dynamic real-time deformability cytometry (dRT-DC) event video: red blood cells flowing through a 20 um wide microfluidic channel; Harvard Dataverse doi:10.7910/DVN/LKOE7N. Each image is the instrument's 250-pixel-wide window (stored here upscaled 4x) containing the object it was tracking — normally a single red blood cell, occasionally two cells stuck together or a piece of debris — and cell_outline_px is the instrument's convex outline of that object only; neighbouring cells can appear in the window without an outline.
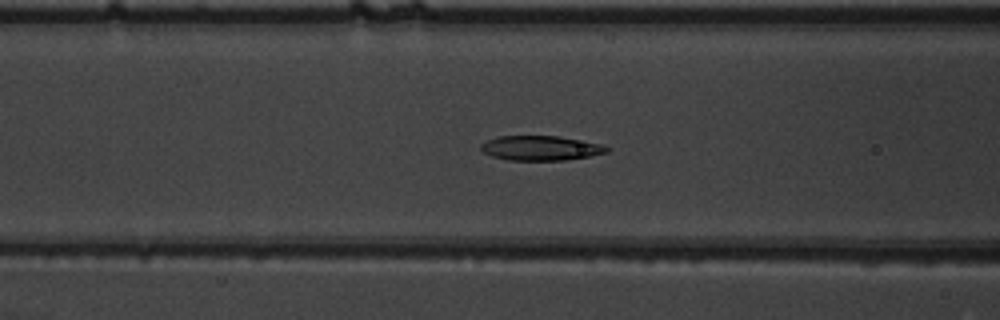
{"species": "common noctule bat (a hibernating species)", "species_latin": "Nyctalus noctula", "temperature_condition": "warm", "stored_images_in_passage": 55, "camera_frame_rate_fps": 3000, "um_per_image_px": 0.085, "animal": {"sex": "male", "body_mass_g": 19.5, "forearm_length_mm": 54.6}, "frame": {"image": 1, "passage_image": 23, "time_ms": 7.333, "image_size_px": [1000, 320], "cell_outline_px": [[612, 148], [608, 152], [588, 156], [564, 160], [508, 160], [492, 156], [484, 152], [480, 148], [480, 144], [488, 140], [500, 136], [560, 136], [604, 144]], "centroid_in_image_um": [46.01, 12.58], "position_along_channel_um": 120.6, "area_um2": 18.15}}
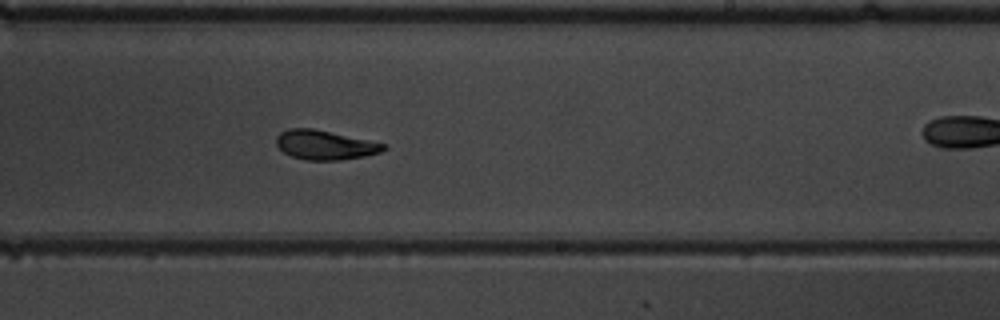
{"frame": {"image": 2, "passage_image": 34, "time_ms": 11.0, "image_size_px": [1000, 320], "cell_outline_px": [[388, 148], [380, 152], [364, 156], [340, 160], [304, 160], [292, 156], [284, 152], [276, 144], [276, 136], [280, 132], [288, 128], [312, 128], [388, 144]], "centroid_in_image_um": [27.63, 12.32], "position_along_channel_um": 261.4, "area_um2": 18.38}}
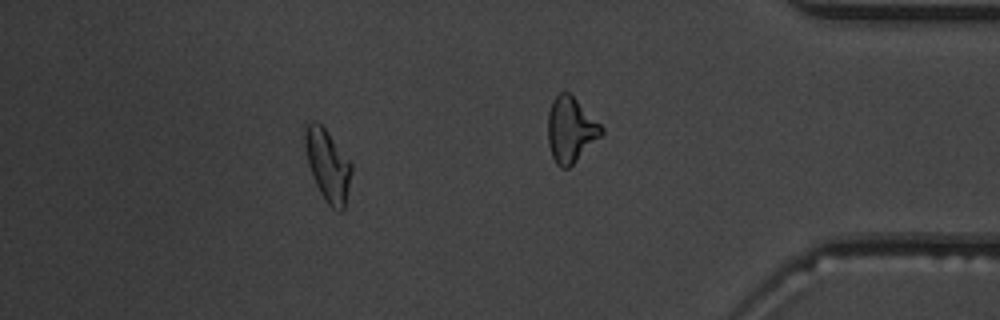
{"frame": {"image": 3, "passage_image": 49, "time_ms": 16.0, "image_size_px": [1000, 320], "cell_outline_px": [[352, 172], [344, 208], [340, 212], [332, 208], [324, 200], [312, 176], [308, 164], [304, 144], [304, 128], [312, 120], [316, 120], [328, 132], [352, 164]], "centroid_in_image_um": [27.84, 14.04], "position_along_channel_um": 407.4, "area_um2": 19.42}, "authors_computed_cell_mechanics": {"area_um2": 18.7272, "velocity_mm_per_s": 3.8452, "shape_relaxation_time_tau1_ms": 4.4816, "shape_relaxation_time_tau2_ms": 1.3131, "deformation_change_tau1": 0.1604, "deformation_change_tau2": 0.0673}}